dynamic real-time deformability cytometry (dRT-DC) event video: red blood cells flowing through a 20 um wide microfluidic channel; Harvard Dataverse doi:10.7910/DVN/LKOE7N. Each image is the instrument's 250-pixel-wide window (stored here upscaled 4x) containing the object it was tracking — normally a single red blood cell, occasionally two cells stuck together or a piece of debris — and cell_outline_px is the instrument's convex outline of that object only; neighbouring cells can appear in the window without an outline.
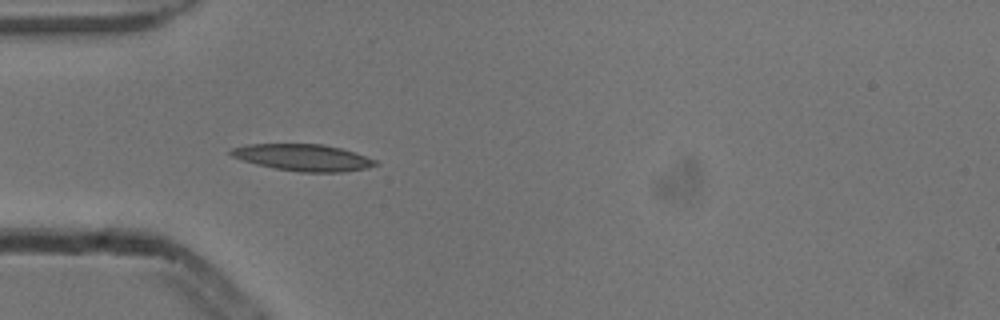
{"species": "common noctule bat (a hibernating species)", "species_latin": "Nyctalus noctula", "temperature_condition": "cold", "stored_images_in_passage": 5, "camera_frame_rate_fps": 3000, "um_per_image_px": 0.085, "animal": {"sex": "male", "body_mass_g": 13.3}, "frame": {"image": 1, "passage_image": 5, "time_ms": 1.333, "image_size_px": [1000, 320], "cell_outline_px": [[380, 164], [368, 168], [344, 172], [300, 172], [276, 168], [256, 164], [232, 156], [228, 152], [232, 148], [248, 144], [324, 144], [340, 148], [376, 160]], "centroid_in_image_um": [25.78, 13.39], "position_along_channel_um": 59.2, "area_um2": 22.31}}